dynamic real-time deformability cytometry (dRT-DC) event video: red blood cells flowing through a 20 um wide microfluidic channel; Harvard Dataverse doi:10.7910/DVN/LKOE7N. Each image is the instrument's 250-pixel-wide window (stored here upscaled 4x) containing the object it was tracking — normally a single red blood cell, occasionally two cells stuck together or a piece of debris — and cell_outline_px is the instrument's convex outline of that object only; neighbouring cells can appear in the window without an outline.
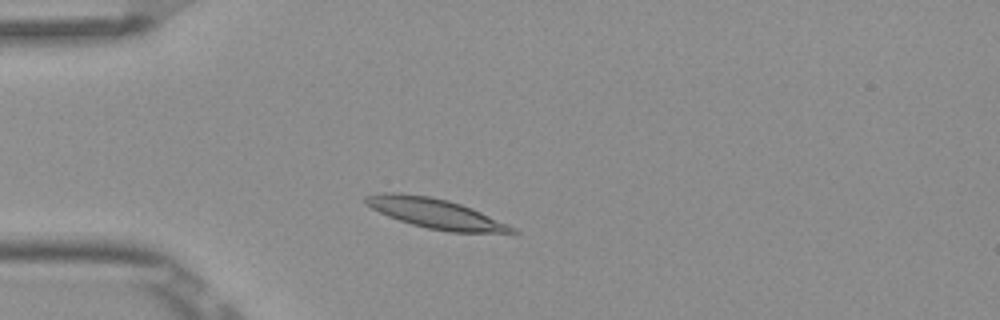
{"species": "Egyptian fruit bat (a non-hibernating species)", "species_latin": "Rousettus aegyptiacus", "temperature_condition": "room temperature", "stored_images_in_passage": 6, "camera_frame_rate_fps": 3000, "um_per_image_px": 0.085, "frame": {"image": 1, "passage_image": 2, "time_ms": 0.333, "image_size_px": [1000, 320], "cell_outline_px": [[520, 232], [516, 236], [448, 232], [428, 228], [412, 224], [388, 216], [364, 204], [364, 196], [380, 192], [400, 192], [428, 196], [448, 200], [472, 208], [508, 224], [516, 228]], "centroid_in_image_um": [37.16, 18.19], "position_along_channel_um": 47.8, "area_um2": 26.36}}
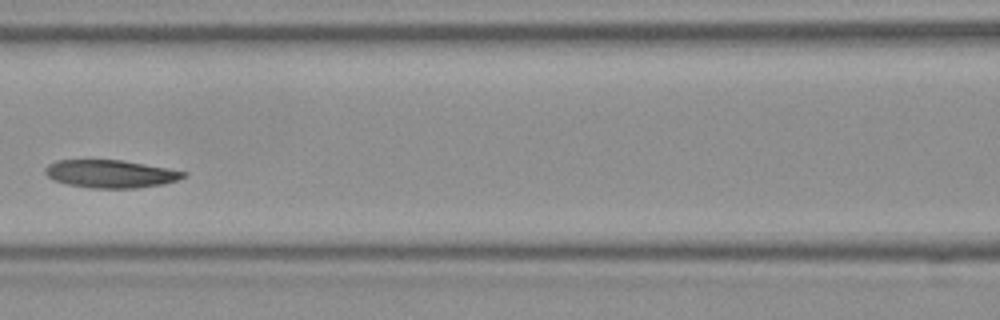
{"frame": {"image": 2, "passage_image": 5, "time_ms": 1.333, "image_size_px": [1000, 320], "cell_outline_px": [[188, 176], [164, 184], [136, 188], [88, 188], [64, 184], [52, 180], [44, 172], [44, 168], [48, 164], [56, 160], [120, 160], [168, 168], [188, 172]], "centroid_in_image_um": [9.38, 14.78], "position_along_channel_um": 157.2, "area_um2": 22.66}}
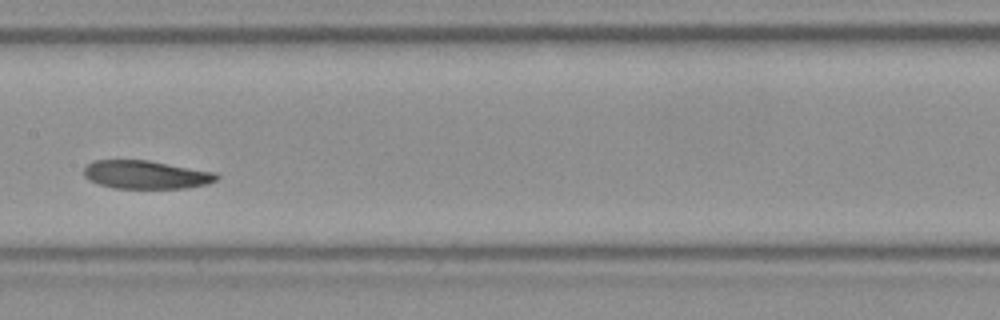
{"frame": {"image": 3, "passage_image": 6, "time_ms": 1.667, "image_size_px": [1000, 320], "cell_outline_px": [[220, 176], [216, 180], [208, 184], [188, 188], [112, 188], [88, 180], [84, 176], [84, 168], [92, 160], [148, 160], [216, 172]], "centroid_in_image_um": [12.42, 14.85], "position_along_channel_um": 195.0, "area_um2": 22.02}}